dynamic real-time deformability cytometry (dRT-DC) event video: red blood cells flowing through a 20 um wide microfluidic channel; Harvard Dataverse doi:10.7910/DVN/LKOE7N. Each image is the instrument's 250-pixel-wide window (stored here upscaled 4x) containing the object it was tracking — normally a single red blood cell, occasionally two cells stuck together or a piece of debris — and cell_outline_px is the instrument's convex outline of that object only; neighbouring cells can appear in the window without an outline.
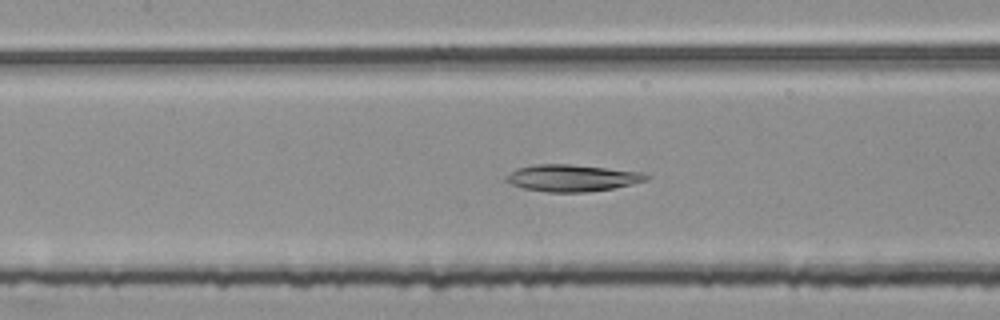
{"species": "common noctule bat (a hibernating species)", "species_latin": "Nyctalus noctula", "temperature_condition": "room temperature", "stored_images_in_passage": 54, "camera_frame_rate_fps": 3000, "um_per_image_px": 0.085, "animal": {"sex": "female", "body_mass_g": 25.1}, "frame": {"image": 1, "passage_image": 25, "time_ms": 8.0, "image_size_px": [1000, 320], "cell_outline_px": [[652, 176], [648, 180], [632, 184], [612, 188], [588, 192], [548, 192], [524, 188], [512, 184], [504, 180], [504, 176], [516, 168], [536, 164], [568, 164], [640, 172]], "centroid_in_image_um": [48.6, 15.13], "position_along_channel_um": 158.8, "area_um2": 21.79}}
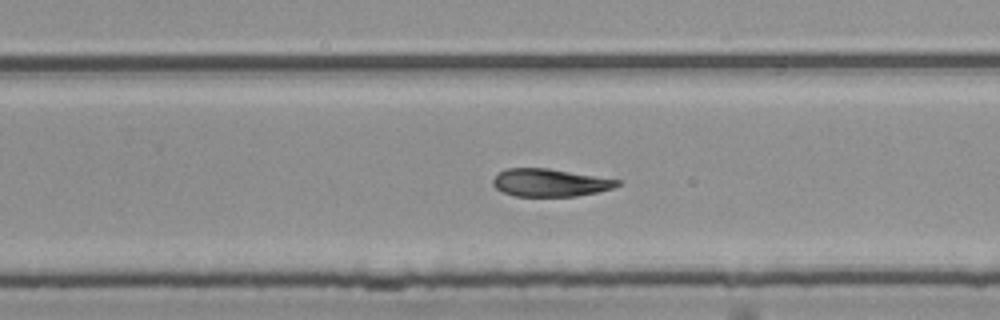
{"frame": {"image": 2, "passage_image": 35, "time_ms": 11.333, "image_size_px": [1000, 320], "cell_outline_px": [[620, 184], [612, 188], [596, 192], [576, 196], [512, 196], [496, 188], [492, 184], [492, 180], [500, 172], [508, 168], [548, 168], [620, 180]], "centroid_in_image_um": [46.72, 15.53], "position_along_channel_um": 283.1, "area_um2": 19.88}}
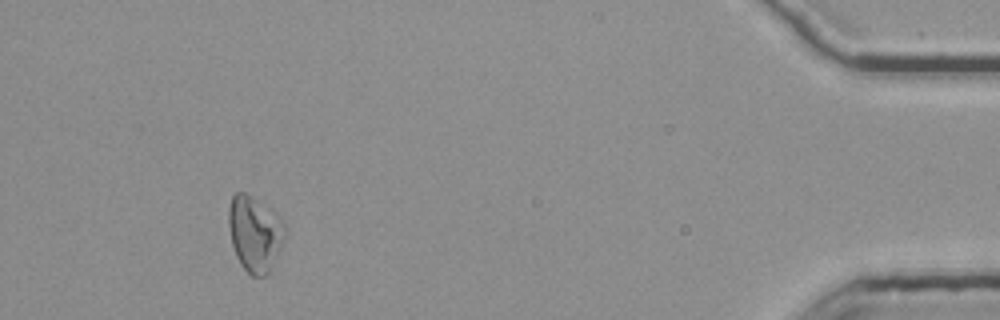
{"frame": {"image": 3, "passage_image": 51, "time_ms": 16.667, "image_size_px": [1000, 320], "cell_outline_px": [[288, 232], [272, 268], [264, 276], [252, 276], [240, 264], [236, 256], [232, 244], [228, 224], [228, 208], [232, 196], [236, 192], [244, 192], [276, 212], [284, 220], [288, 228]], "centroid_in_image_um": [21.7, 19.85], "position_along_channel_um": 413.5, "area_um2": 25.26}}